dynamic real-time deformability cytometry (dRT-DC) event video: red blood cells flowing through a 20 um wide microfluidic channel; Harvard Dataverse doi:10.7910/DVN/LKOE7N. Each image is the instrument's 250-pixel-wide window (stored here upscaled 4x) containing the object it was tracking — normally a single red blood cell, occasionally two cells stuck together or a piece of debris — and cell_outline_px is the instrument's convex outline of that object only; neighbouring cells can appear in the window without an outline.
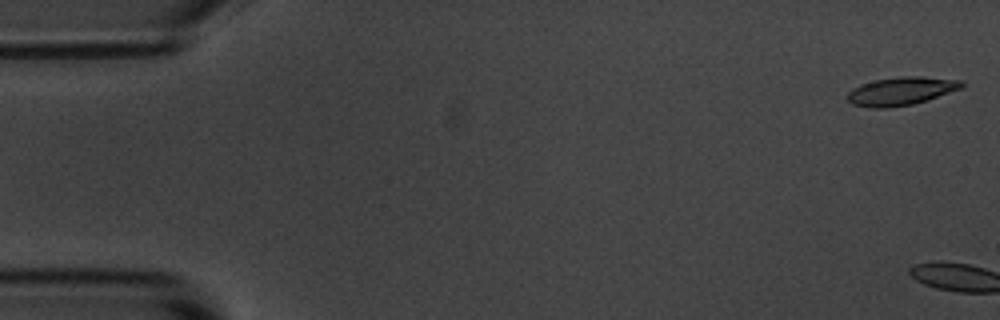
{"species": "common noctule bat (a hibernating species)", "species_latin": "Nyctalus noctula", "temperature_condition": "room temperature", "stored_images_in_passage": 3, "camera_frame_rate_fps": 3000, "um_per_image_px": 0.085, "animal": {"sex": "male", "body_mass_g": 20.1, "forearm_length_mm": 53.5}, "frame": {"image": 1, "passage_image": 1, "time_ms": 0.0, "image_size_px": [1000, 320], "cell_outline_px": [[964, 84], [960, 88], [912, 104], [888, 108], [872, 108], [852, 104], [848, 100], [848, 92], [852, 88], [860, 84], [876, 80], [900, 76], [920, 76], [960, 80]], "centroid_in_image_um": [76.52, 7.74], "position_along_channel_um": 8.5, "area_um2": 18.44}}